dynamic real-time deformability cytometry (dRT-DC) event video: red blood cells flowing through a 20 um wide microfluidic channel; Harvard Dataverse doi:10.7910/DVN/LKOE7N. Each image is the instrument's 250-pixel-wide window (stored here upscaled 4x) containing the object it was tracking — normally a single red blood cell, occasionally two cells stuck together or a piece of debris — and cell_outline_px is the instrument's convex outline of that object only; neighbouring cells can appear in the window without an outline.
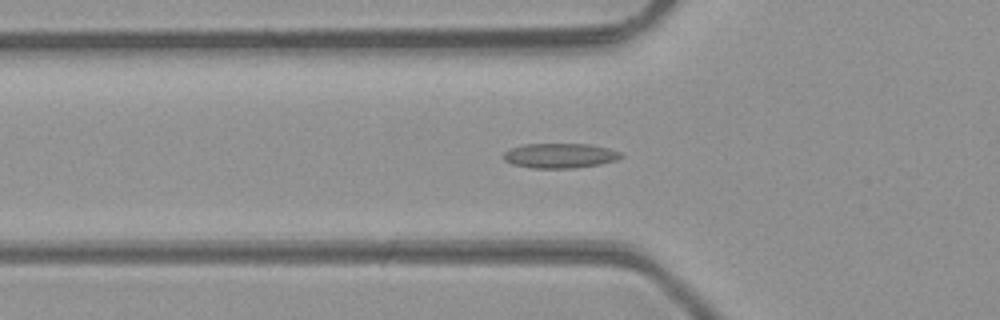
{"species": "common noctule bat (a hibernating species)", "species_latin": "Nyctalus noctula", "temperature_condition": "room temperature", "stored_images_in_passage": 42, "camera_frame_rate_fps": 3000, "um_per_image_px": 0.085, "animal": {"sex": "male", "body_mass_g": 23.1, "forearm_length_mm": 52.7}, "frame": {"image": 1, "passage_image": 16, "time_ms": 5.0, "image_size_px": [1000, 320], "cell_outline_px": [[624, 156], [616, 160], [600, 164], [572, 168], [532, 168], [512, 164], [504, 160], [504, 152], [508, 148], [524, 144], [588, 144], [608, 148], [620, 152]], "centroid_in_image_um": [47.57, 13.23], "position_along_channel_um": 78.2, "area_um2": 16.99}}
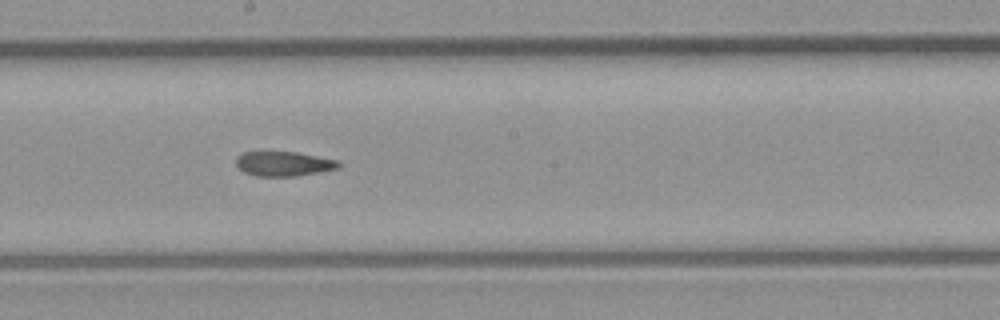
{"frame": {"image": 2, "passage_image": 26, "time_ms": 8.333, "image_size_px": [1000, 320], "cell_outline_px": [[340, 168], [320, 172], [296, 176], [256, 176], [244, 172], [236, 164], [236, 160], [244, 152], [296, 152], [340, 160]], "centroid_in_image_um": [24.18, 13.92], "position_along_channel_um": 224.0, "area_um2": 14.68}}
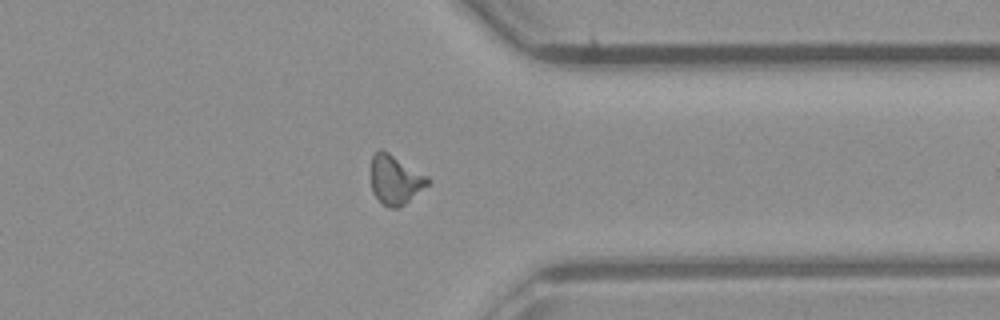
{"frame": {"image": 3, "passage_image": 37, "time_ms": 12.0, "image_size_px": [1000, 320], "cell_outline_px": [[432, 180], [428, 184], [404, 204], [396, 208], [388, 208], [372, 192], [372, 156], [380, 148], [388, 152], [428, 176]], "centroid_in_image_um": [33.6, 15.27], "position_along_channel_um": 377.8, "area_um2": 15.95}, "authors_computed_cell_mechanics": {"area_um2": 15.8372, "velocity_mm_per_s": 4.3369, "shape_relaxation_time_tau1_ms": null, "shape_relaxation_time_tau2_ms": 5.383, "deformation_change_tau1": null, "deformation_change_tau2": 0.1347}}